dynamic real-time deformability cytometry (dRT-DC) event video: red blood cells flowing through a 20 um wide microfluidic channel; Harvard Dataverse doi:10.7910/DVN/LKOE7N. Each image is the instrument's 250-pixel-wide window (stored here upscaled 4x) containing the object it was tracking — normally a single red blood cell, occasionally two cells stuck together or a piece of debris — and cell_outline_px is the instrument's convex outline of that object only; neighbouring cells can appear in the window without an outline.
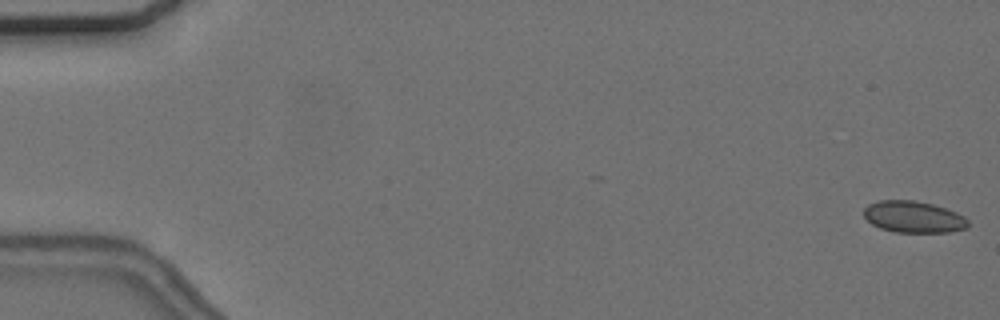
{"species": "common noctule bat (a hibernating species)", "species_latin": "Nyctalus noctula", "temperature_condition": "cold", "stored_images_in_passage": 22, "camera_frame_rate_fps": 3000, "um_per_image_px": 0.085, "animal": {"sex": "female", "body_mass_g": 24.6, "forearm_length_mm": 56.2}, "frame": {"image": 1, "passage_image": 1, "time_ms": 0.0, "image_size_px": [1000, 320], "cell_outline_px": [[968, 228], [948, 232], [896, 232], [880, 228], [872, 224], [864, 216], [864, 208], [868, 204], [880, 200], [916, 200], [932, 204], [956, 212], [964, 216], [968, 220]], "centroid_in_image_um": [77.65, 18.43], "position_along_channel_um": 7.4, "area_um2": 19.19}}